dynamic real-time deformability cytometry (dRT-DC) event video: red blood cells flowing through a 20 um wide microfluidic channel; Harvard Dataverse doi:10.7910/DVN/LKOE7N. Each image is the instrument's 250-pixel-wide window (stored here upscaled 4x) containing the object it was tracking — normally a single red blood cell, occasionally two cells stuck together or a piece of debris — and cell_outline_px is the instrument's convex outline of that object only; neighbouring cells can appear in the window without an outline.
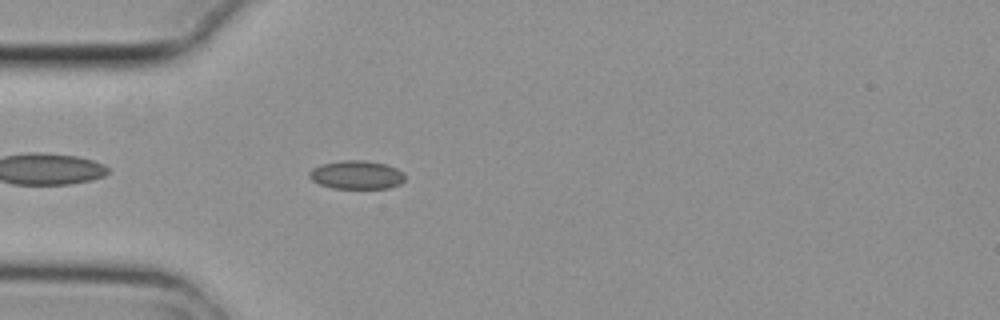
{"species": "common noctule bat (a hibernating species)", "species_latin": "Nyctalus noctula", "temperature_condition": "cold", "stored_images_in_passage": 4, "camera_frame_rate_fps": 3000, "um_per_image_px": 0.085, "animal": {"sex": "female", "body_mass_g": 29.2, "forearm_length_mm": 56.3}, "frame": {"image": 1, "passage_image": 4, "time_ms": 1.0, "image_size_px": [1000, 320], "cell_outline_px": [[404, 180], [400, 184], [388, 188], [332, 188], [320, 184], [312, 180], [308, 176], [308, 172], [312, 168], [320, 164], [344, 160], [364, 160], [384, 164], [396, 168], [404, 176]], "centroid_in_image_um": [30.26, 14.86], "position_along_channel_um": 54.7, "area_um2": 15.78}}